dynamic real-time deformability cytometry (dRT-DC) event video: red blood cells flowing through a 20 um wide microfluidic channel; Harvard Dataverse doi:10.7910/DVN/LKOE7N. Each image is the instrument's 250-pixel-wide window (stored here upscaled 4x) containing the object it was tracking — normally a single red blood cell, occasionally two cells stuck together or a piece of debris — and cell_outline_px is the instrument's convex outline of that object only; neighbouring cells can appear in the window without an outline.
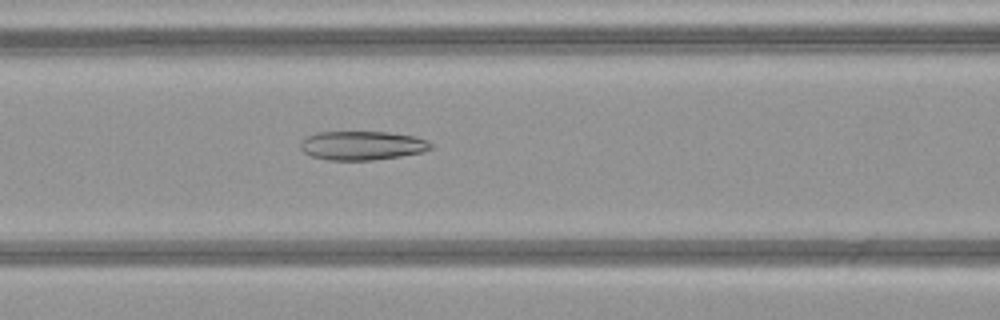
{"species": "common noctule bat (a hibernating species)", "species_latin": "Nyctalus noctula", "temperature_condition": "warm", "stored_images_in_passage": 41, "camera_frame_rate_fps": 3000, "um_per_image_px": 0.085, "animal": {"sex": "female", "body_mass_g": 21.9}, "frame": {"image": 1, "passage_image": 13, "time_ms": 4.0, "image_size_px": [1000, 320], "cell_outline_px": [[432, 148], [424, 152], [400, 156], [372, 160], [328, 160], [312, 156], [304, 152], [300, 148], [300, 140], [316, 132], [388, 132], [416, 136], [428, 140], [432, 144]], "centroid_in_image_um": [30.8, 12.36], "position_along_channel_um": 135.8, "area_um2": 22.14}}
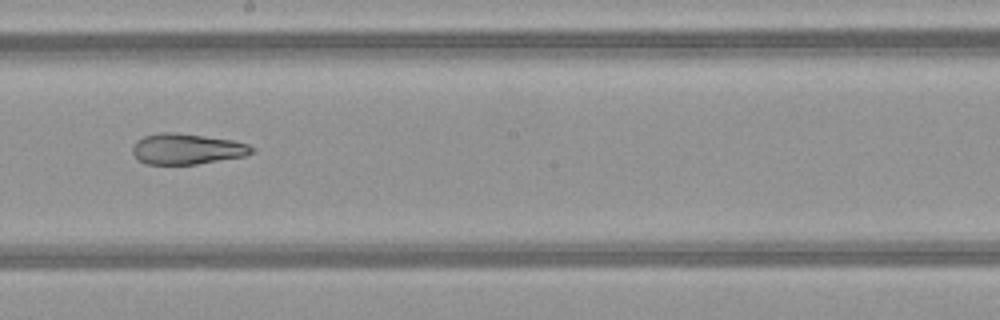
{"frame": {"image": 2, "passage_image": 20, "time_ms": 6.333, "image_size_px": [1000, 320], "cell_outline_px": [[256, 152], [244, 156], [196, 164], [144, 164], [132, 152], [132, 148], [136, 140], [144, 136], [160, 132], [176, 132], [232, 140], [248, 144], [256, 148]], "centroid_in_image_um": [15.9, 12.65], "position_along_channel_um": 232.3, "area_um2": 21.39}}
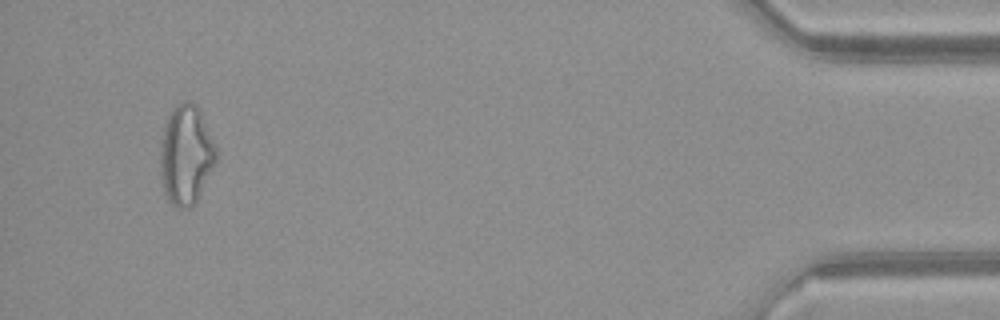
{"frame": {"image": 3, "passage_image": 39, "time_ms": 12.667, "image_size_px": [1000, 320], "cell_outline_px": [[220, 160], [196, 200], [188, 208], [176, 208], [168, 200], [164, 192], [160, 180], [160, 144], [164, 128], [168, 116], [172, 108], [176, 104], [192, 100], [200, 108], [216, 148]], "centroid_in_image_um": [15.83, 13.16], "position_along_channel_um": 419.4, "area_um2": 33.06}}